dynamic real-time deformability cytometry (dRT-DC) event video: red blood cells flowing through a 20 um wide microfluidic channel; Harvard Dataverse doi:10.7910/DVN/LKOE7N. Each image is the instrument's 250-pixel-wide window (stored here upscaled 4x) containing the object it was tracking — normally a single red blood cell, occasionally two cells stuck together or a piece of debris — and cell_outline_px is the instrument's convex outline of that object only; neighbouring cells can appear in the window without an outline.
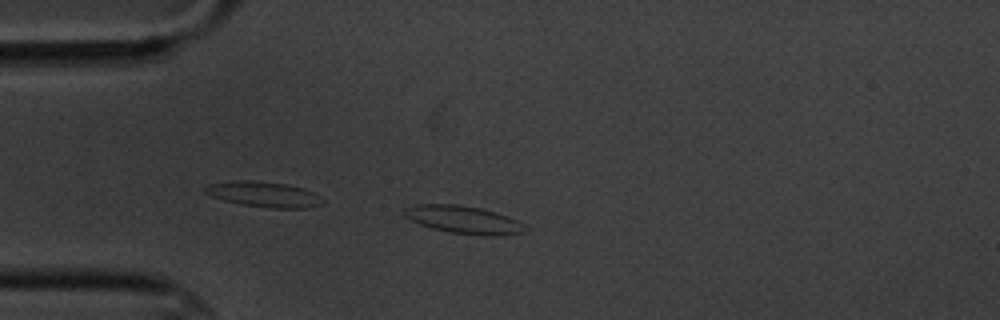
{"species": "common noctule bat (a hibernating species)", "species_latin": "Nyctalus noctula", "temperature_condition": "cold", "stored_images_in_passage": 6, "camera_frame_rate_fps": 3000, "um_per_image_px": 0.085, "animal": {"sex": "male", "body_mass_g": 20.1, "forearm_length_mm": 53.5}, "frame": {"image": 1, "passage_image": 3, "time_ms": 2.333, "image_size_px": [1000, 320], "cell_outline_px": [[528, 228], [524, 232], [484, 236], [448, 232], [432, 228], [420, 224], [404, 216], [400, 212], [404, 208], [412, 204], [456, 204], [480, 208], [496, 212], [508, 216], [524, 224]], "centroid_in_image_um": [39.35, 18.66], "position_along_channel_um": 45.7, "area_um2": 19.59}}
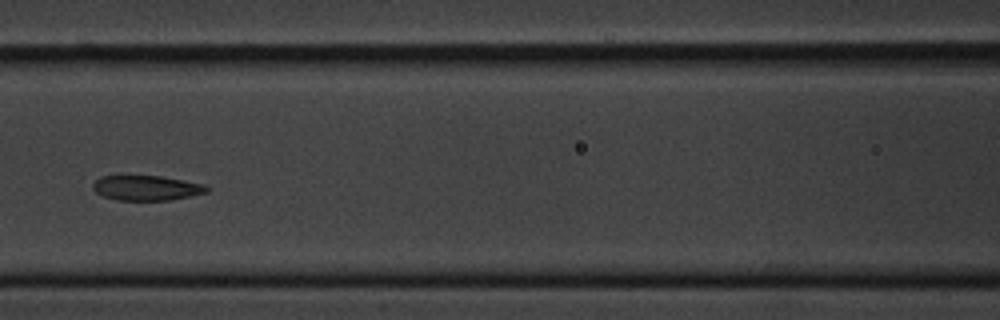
{"frame": {"image": 2, "passage_image": 6, "time_ms": 6.0, "image_size_px": [1000, 320], "cell_outline_px": [[208, 192], [168, 200], [116, 200], [104, 196], [96, 192], [92, 188], [92, 184], [100, 176], [160, 176], [204, 184], [208, 188]], "centroid_in_image_um": [12.42, 15.97], "position_along_channel_um": 154.2, "area_um2": 16.36}}